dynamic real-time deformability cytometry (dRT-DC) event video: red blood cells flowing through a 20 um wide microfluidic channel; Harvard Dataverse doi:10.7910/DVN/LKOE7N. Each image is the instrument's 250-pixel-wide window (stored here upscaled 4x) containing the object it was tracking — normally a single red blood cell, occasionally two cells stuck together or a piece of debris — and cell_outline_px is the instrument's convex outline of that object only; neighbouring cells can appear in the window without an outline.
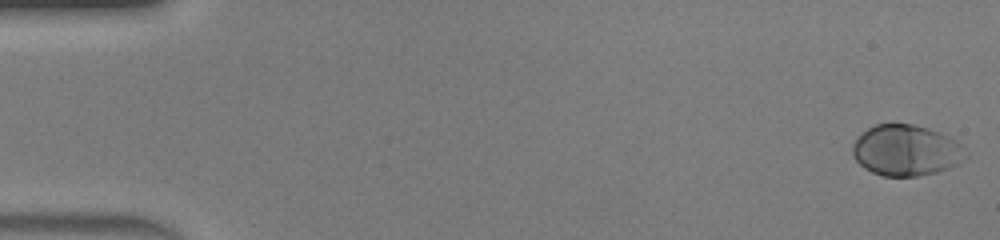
{"species": "human", "species_latin": "Homo sapiens", "temperature_condition": "warm", "stored_images_in_passage": 47, "camera_frame_rate_fps": 3000, "um_per_image_px": 0.085, "donor": {"sex": "male"}, "frame": {"image": 1, "passage_image": 1, "time_ms": 0.0, "image_size_px": [1000, 240], "cell_outline_px": [[968, 156], [956, 164], [948, 168], [936, 172], [916, 176], [884, 176], [872, 172], [864, 168], [852, 156], [852, 144], [860, 132], [876, 124], [912, 124], [928, 128], [940, 132], [960, 144]], "centroid_in_image_um": [76.97, 12.77], "position_along_channel_um": 8.0, "area_um2": 33.52}}
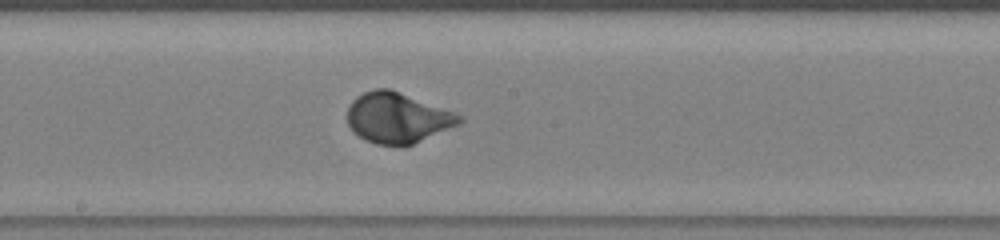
{"frame": {"image": 2, "passage_image": 26, "time_ms": 8.333, "image_size_px": [1000, 240], "cell_outline_px": [[464, 120], [460, 124], [404, 148], [400, 148], [376, 144], [364, 140], [352, 132], [348, 124], [348, 108], [352, 100], [356, 96], [364, 92], [376, 88], [388, 88], [456, 112], [464, 116]], "centroid_in_image_um": [33.79, 10.05], "position_along_channel_um": 214.4, "area_um2": 33.52}}
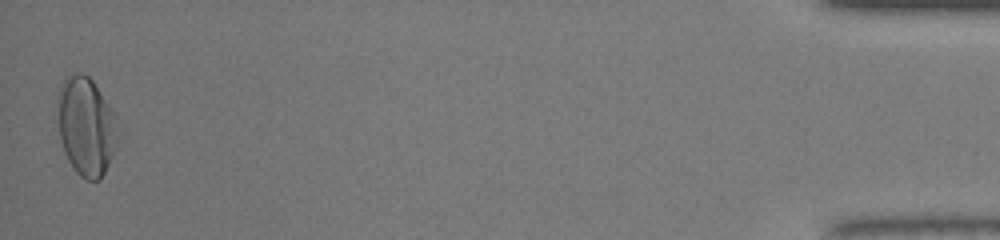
{"frame": {"image": 3, "passage_image": 47, "time_ms": 15.333, "image_size_px": [1000, 240], "cell_outline_px": [[116, 144], [112, 156], [100, 180], [88, 180], [80, 176], [76, 172], [68, 160], [64, 152], [60, 140], [56, 96], [56, 92], [64, 80], [72, 72], [80, 72], [88, 76], [92, 80], [116, 116]], "centroid_in_image_um": [7.28, 10.71], "position_along_channel_um": 427.9, "area_um2": 34.51}, "authors_computed_cell_mechanics": {"area_um2": 31.79, "velocity_mm_per_s": 4.3588, "shape_relaxation_time_tau1_ms": 2.0301, "shape_relaxation_time_tau2_ms": null, "deformation_change_tau1": 0.1756, "deformation_change_tau2": null}}